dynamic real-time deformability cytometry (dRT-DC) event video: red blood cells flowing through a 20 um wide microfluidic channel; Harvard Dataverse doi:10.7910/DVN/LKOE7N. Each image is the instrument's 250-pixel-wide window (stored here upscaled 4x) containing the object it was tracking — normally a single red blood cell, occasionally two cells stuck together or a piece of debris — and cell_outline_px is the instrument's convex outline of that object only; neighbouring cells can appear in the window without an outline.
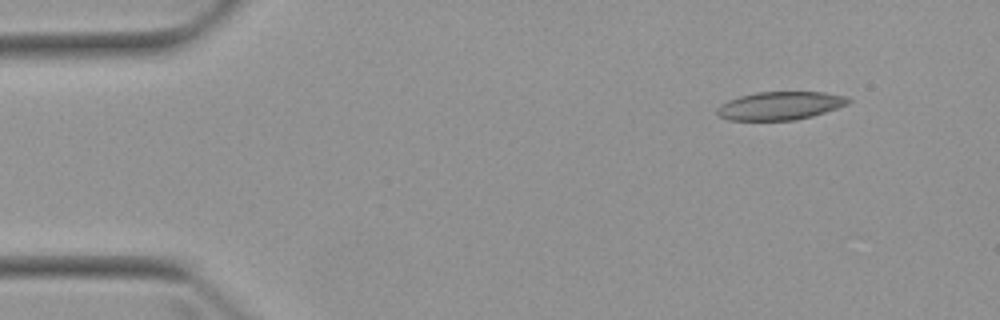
{"species": "Egyptian fruit bat (a non-hibernating species)", "species_latin": "Rousettus aegyptiacus", "temperature_condition": "warm", "stored_images_in_passage": 7, "camera_frame_rate_fps": 3000, "um_per_image_px": 0.085, "animal": {"sex": "female"}, "frame": {"image": 1, "passage_image": 1, "time_ms": 0.0, "image_size_px": [1000, 320], "cell_outline_px": [[852, 100], [848, 104], [812, 116], [792, 120], [728, 120], [720, 116], [716, 112], [716, 108], [720, 104], [728, 100], [740, 96], [756, 92], [824, 92], [848, 96]], "centroid_in_image_um": [66.3, 8.98], "position_along_channel_um": 18.7, "area_um2": 21.56}}
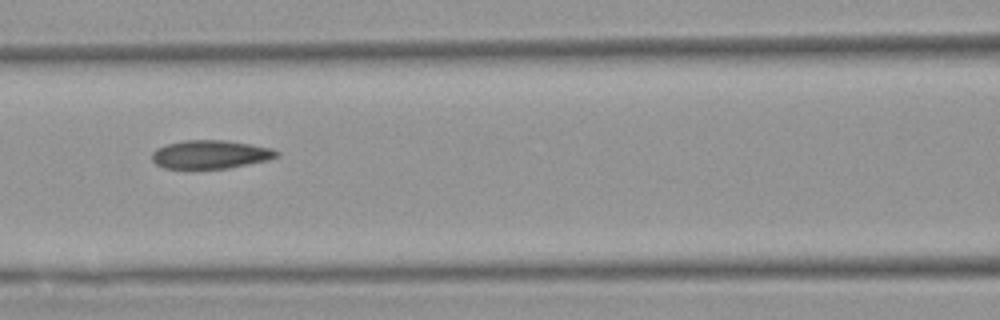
{"frame": {"image": 2, "passage_image": 6, "time_ms": 5.667, "image_size_px": [1000, 320], "cell_outline_px": [[280, 152], [276, 156], [268, 160], [228, 168], [164, 168], [156, 164], [152, 160], [152, 152], [156, 148], [168, 144], [184, 140], [224, 140], [272, 148]], "centroid_in_image_um": [17.87, 13.12], "position_along_channel_um": 148.7, "area_um2": 20.46}}
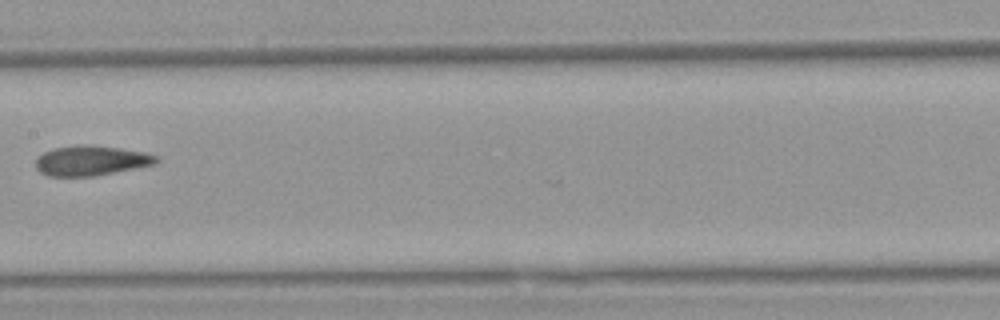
{"frame": {"image": 3, "passage_image": 7, "time_ms": 7.0, "image_size_px": [1000, 320], "cell_outline_px": [[160, 160], [156, 164], [96, 176], [48, 176], [40, 172], [36, 168], [36, 156], [52, 148], [116, 148], [144, 152], [156, 156]], "centroid_in_image_um": [7.74, 13.71], "position_along_channel_um": 199.7, "area_um2": 20.11}}